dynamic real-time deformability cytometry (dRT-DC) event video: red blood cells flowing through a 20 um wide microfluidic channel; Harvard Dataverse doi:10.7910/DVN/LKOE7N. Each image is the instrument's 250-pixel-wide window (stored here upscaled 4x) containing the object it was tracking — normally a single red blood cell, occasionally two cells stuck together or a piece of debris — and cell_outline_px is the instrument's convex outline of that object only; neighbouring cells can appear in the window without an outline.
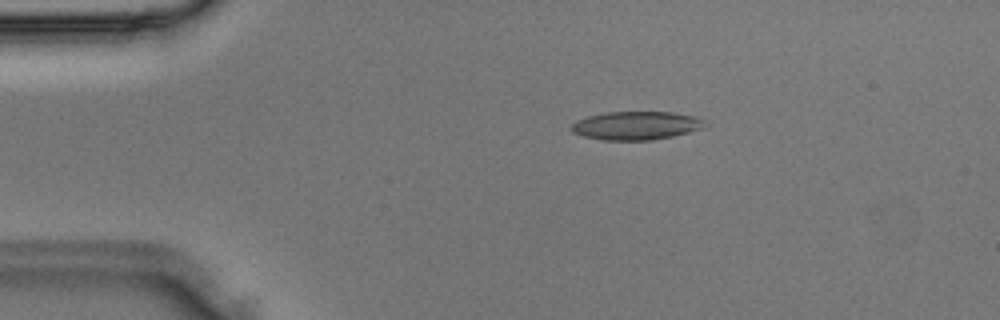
{"species": "Egyptian fruit bat (a non-hibernating species)", "species_latin": "Rousettus aegyptiacus", "temperature_condition": "room temperature", "stored_images_in_passage": 32, "camera_frame_rate_fps": 3000, "um_per_image_px": 0.085, "animal": {"sex": "male"}, "frame": {"image": 1, "passage_image": 2, "time_ms": 0.333, "image_size_px": [1000, 320], "cell_outline_px": [[704, 128], [672, 136], [652, 140], [604, 140], [584, 136], [572, 132], [568, 128], [576, 120], [588, 116], [604, 112], [672, 112], [696, 116], [704, 120]], "centroid_in_image_um": [54.04, 10.67], "position_along_channel_um": 31.0, "area_um2": 22.14}}
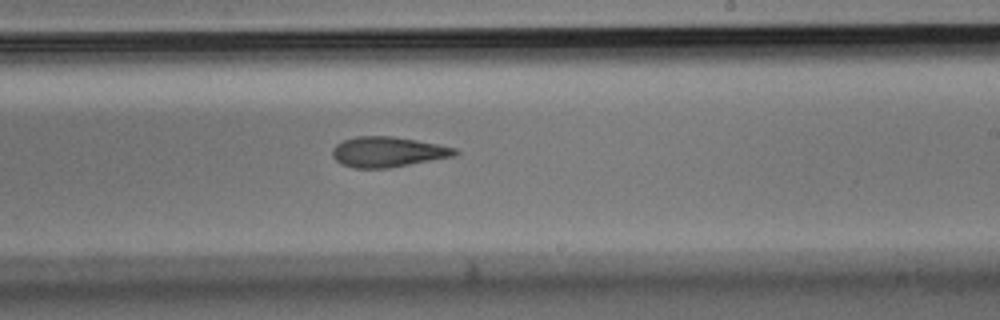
{"frame": {"image": 2, "passage_image": 17, "time_ms": 5.333, "image_size_px": [1000, 320], "cell_outline_px": [[460, 152], [456, 156], [388, 168], [356, 168], [340, 164], [332, 156], [332, 148], [336, 144], [344, 140], [356, 136], [392, 136], [416, 140], [456, 148]], "centroid_in_image_um": [32.96, 12.91], "position_along_channel_um": 256.0, "area_um2": 21.68}}
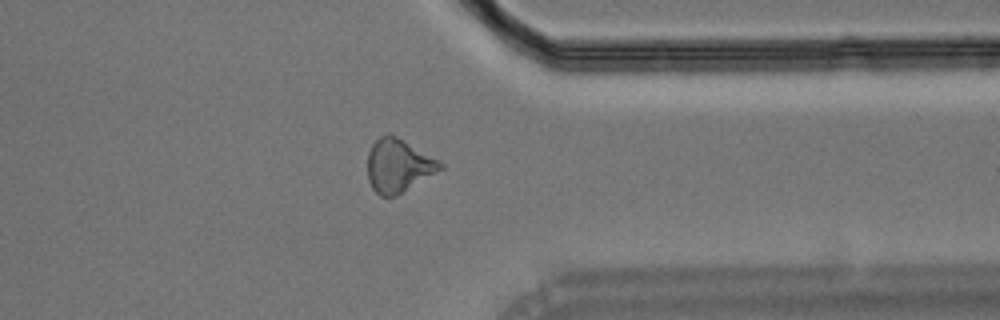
{"frame": {"image": 3, "passage_image": 24, "time_ms": 7.667, "image_size_px": [1000, 320], "cell_outline_px": [[444, 168], [396, 196], [380, 196], [372, 188], [368, 180], [368, 152], [372, 144], [380, 136], [388, 132], [404, 140], [444, 164]], "centroid_in_image_um": [33.84, 14.07], "position_along_channel_um": 377.6, "area_um2": 22.43}}